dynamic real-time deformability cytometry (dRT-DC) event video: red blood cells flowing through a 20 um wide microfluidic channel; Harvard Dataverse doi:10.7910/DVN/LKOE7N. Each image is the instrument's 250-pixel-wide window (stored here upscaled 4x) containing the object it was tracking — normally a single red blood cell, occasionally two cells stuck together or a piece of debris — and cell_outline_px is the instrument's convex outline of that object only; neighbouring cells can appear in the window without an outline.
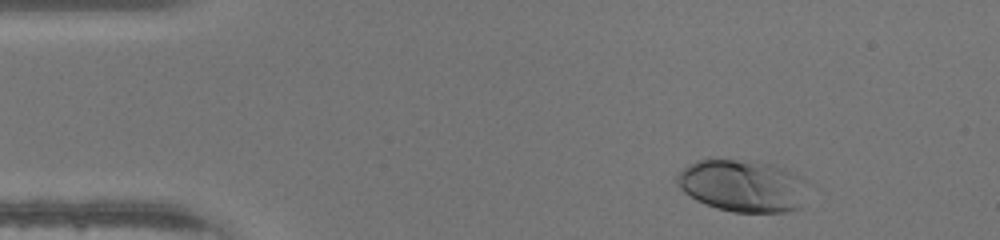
{"species": "human", "species_latin": "Homo sapiens", "temperature_condition": "warm", "stored_images_in_passage": 43, "camera_frame_rate_fps": 3000, "um_per_image_px": 0.085, "donor": {"sex": "male"}, "frame": {"image": 1, "passage_image": 3, "time_ms": 0.667, "image_size_px": [1000, 240], "cell_outline_px": [[808, 180], [804, 208], [788, 212], [732, 212], [716, 208], [696, 200], [684, 192], [676, 184], [676, 176], [684, 168], [696, 160], [708, 156], [776, 164], [796, 172]], "centroid_in_image_um": [63.19, 15.76], "position_along_channel_um": 21.8, "area_um2": 41.27}}
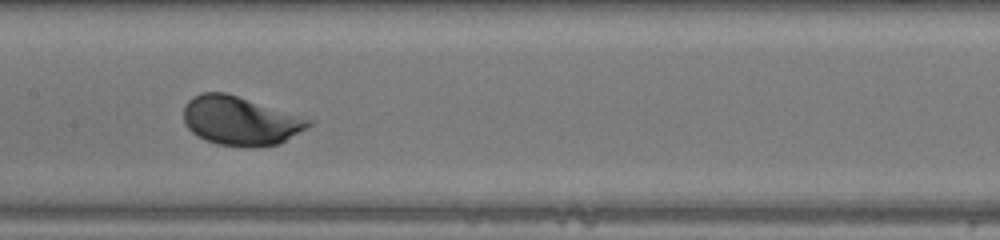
{"frame": {"image": 2, "passage_image": 20, "time_ms": 6.333, "image_size_px": [1000, 240], "cell_outline_px": [[316, 120], [312, 124], [280, 144], [252, 148], [248, 148], [216, 144], [204, 140], [192, 132], [184, 124], [184, 104], [192, 96], [200, 92], [228, 92]], "centroid_in_image_um": [20.43, 10.26], "position_along_channel_um": 187.0, "area_um2": 36.36}}
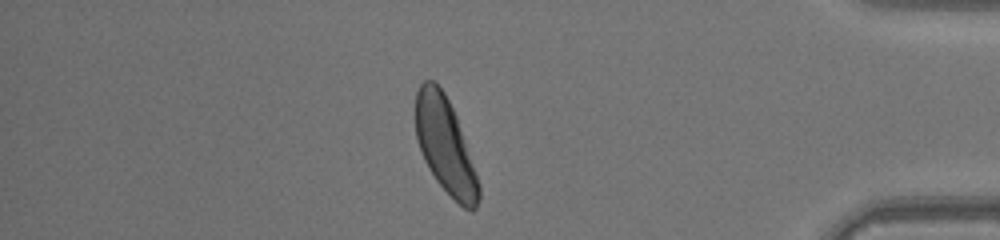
{"frame": {"image": 3, "passage_image": 37, "time_ms": 12.0, "image_size_px": [1000, 240], "cell_outline_px": [[480, 200], [476, 208], [472, 212], [464, 208], [436, 180], [428, 168], [424, 160], [416, 136], [416, 92], [420, 84], [424, 80], [432, 80], [444, 92], [456, 116], [480, 184]], "centroid_in_image_um": [37.85, 12.39], "position_along_channel_um": 397.4, "area_um2": 34.68}}